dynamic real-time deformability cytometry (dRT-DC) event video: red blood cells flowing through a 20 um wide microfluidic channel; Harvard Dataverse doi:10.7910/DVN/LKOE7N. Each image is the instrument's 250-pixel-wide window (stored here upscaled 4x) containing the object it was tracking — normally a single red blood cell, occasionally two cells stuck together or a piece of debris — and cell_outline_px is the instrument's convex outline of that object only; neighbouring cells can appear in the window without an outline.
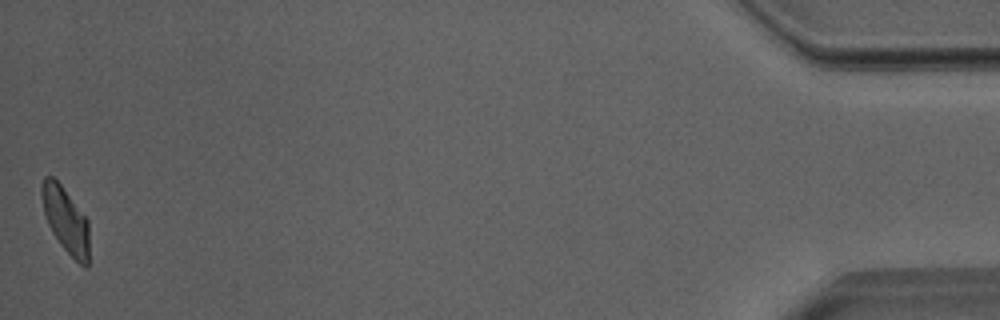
{"species": "Egyptian fruit bat (a non-hibernating species)", "species_latin": "Rousettus aegyptiacus", "temperature_condition": "room temperature", "stored_images_in_passage": 51, "camera_frame_rate_fps": 3000, "um_per_image_px": 0.085, "animal": {"sex": "male"}, "frame": {"image": 1, "passage_image": 51, "time_ms": 16.667, "image_size_px": [1000, 320], "cell_outline_px": [[88, 268], [84, 268], [60, 244], [52, 232], [48, 224], [44, 212], [40, 196], [40, 188], [44, 176], [52, 176], [60, 184], [88, 220]], "centroid_in_image_um": [5.56, 18.69], "position_along_channel_um": 429.6, "area_um2": 17.98}, "authors_computed_cell_mechanics": {"area_um2": 19.7676, "velocity_mm_per_s": 3.9681, "shape_relaxation_time_tau1_ms": 10.6644, "shape_relaxation_time_tau2_ms": 1.6684, "deformation_change_tau1": 0.2488, "deformation_change_tau2": 0.0949}}